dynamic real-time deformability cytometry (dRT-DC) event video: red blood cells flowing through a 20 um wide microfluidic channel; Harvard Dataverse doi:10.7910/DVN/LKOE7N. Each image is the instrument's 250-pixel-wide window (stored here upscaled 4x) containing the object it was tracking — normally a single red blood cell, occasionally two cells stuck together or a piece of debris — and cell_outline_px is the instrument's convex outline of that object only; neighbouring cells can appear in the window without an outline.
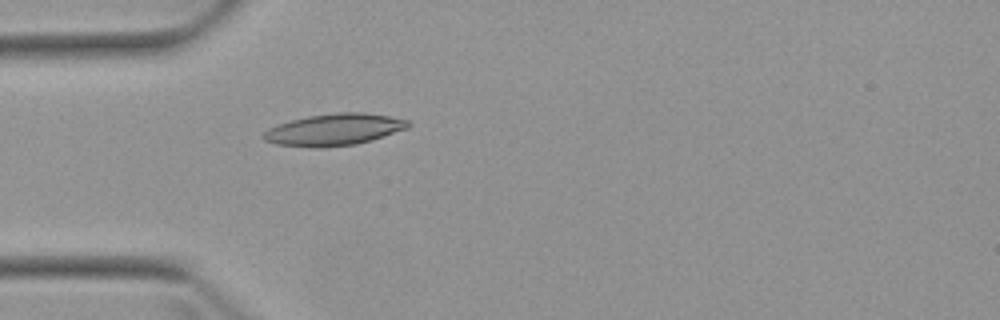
{"species": "Egyptian fruit bat (a non-hibernating species)", "species_latin": "Rousettus aegyptiacus", "temperature_condition": "warm", "stored_images_in_passage": 4, "camera_frame_rate_fps": 3000, "um_per_image_px": 0.085, "animal": {"sex": "female"}, "frame": {"image": 1, "passage_image": 4, "time_ms": 3.667, "image_size_px": [1000, 320], "cell_outline_px": [[412, 124], [408, 128], [372, 140], [356, 144], [316, 148], [276, 144], [264, 140], [260, 136], [268, 128], [276, 124], [308, 116], [336, 112], [364, 112], [388, 116], [408, 120]], "centroid_in_image_um": [28.38, 11.01], "position_along_channel_um": 56.6, "area_um2": 26.88}}